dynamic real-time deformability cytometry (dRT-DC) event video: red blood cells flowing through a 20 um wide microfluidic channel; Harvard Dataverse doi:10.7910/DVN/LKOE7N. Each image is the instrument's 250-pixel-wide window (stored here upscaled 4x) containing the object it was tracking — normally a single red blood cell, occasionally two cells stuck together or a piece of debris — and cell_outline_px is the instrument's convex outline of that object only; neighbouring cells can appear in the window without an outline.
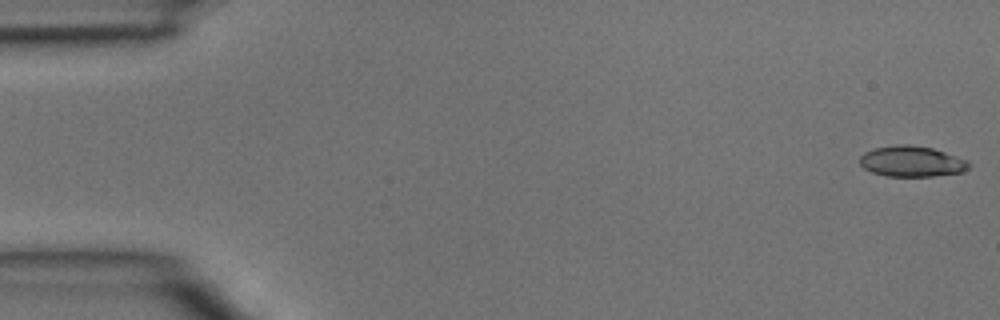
{"species": "common noctule bat (a hibernating species)", "species_latin": "Nyctalus noctula", "temperature_condition": "room temperature", "stored_images_in_passage": 5, "segment_of_instrument_passage": [1, 2], "camera_frame_rate_fps": 3000, "um_per_image_px": 0.085, "animal": {"sex": "male", "body_mass_g": 15.6}, "frame": {"image": 1, "passage_image": 1, "time_ms": 0.0, "image_size_px": [1000, 320], "cell_outline_px": [[972, 164], [964, 172], [932, 176], [888, 176], [872, 172], [864, 168], [860, 164], [860, 156], [864, 152], [872, 148], [896, 144], [908, 144], [932, 148], [968, 160]], "centroid_in_image_um": [77.5, 13.71], "position_along_channel_um": 7.5, "area_um2": 19.65}}